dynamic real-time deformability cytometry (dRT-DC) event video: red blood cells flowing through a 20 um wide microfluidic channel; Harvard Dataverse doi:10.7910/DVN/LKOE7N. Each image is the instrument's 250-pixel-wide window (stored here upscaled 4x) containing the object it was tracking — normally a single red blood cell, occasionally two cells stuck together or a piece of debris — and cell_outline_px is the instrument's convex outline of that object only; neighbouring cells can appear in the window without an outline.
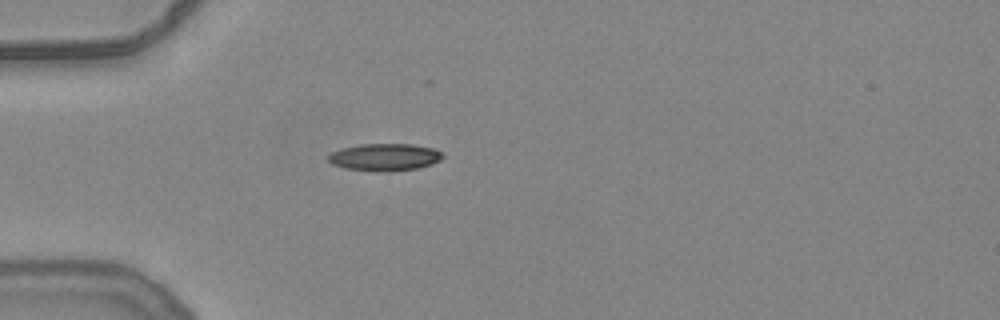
{"species": "common noctule bat (a hibernating species)", "species_latin": "Nyctalus noctula", "temperature_condition": "warm", "stored_images_in_passage": 13, "camera_frame_rate_fps": 3000, "um_per_image_px": 0.085, "animal": {"sex": "female", "body_mass_g": 24.6, "forearm_length_mm": 56.2}, "frame": {"image": 1, "passage_image": 1, "time_ms": 0.0, "image_size_px": [1000, 320], "cell_outline_px": [[444, 156], [440, 160], [432, 164], [416, 168], [388, 172], [376, 172], [344, 168], [332, 164], [328, 160], [328, 156], [332, 152], [340, 148], [360, 144], [412, 144], [432, 148], [444, 152]], "centroid_in_image_um": [32.7, 13.36], "position_along_channel_um": 52.3, "area_um2": 18.38}}
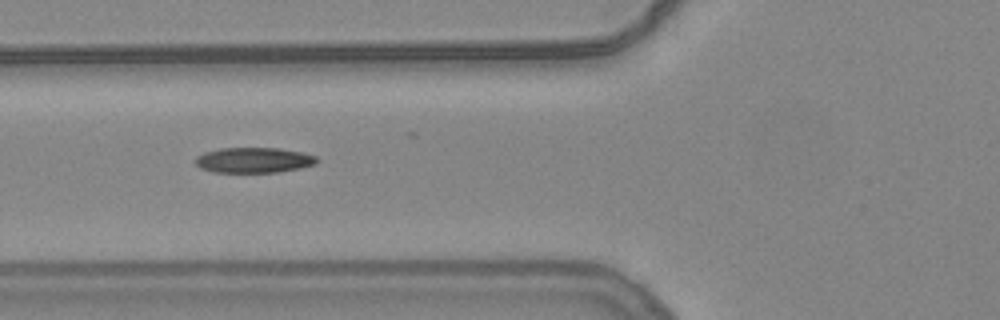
{"frame": {"image": 2, "passage_image": 6, "time_ms": 1.667, "image_size_px": [1000, 320], "cell_outline_px": [[320, 160], [316, 164], [300, 168], [280, 172], [212, 172], [200, 168], [196, 164], [196, 156], [204, 152], [220, 148], [280, 148], [300, 152], [316, 156]], "centroid_in_image_um": [21.58, 13.61], "position_along_channel_um": 104.2, "area_um2": 18.03}}
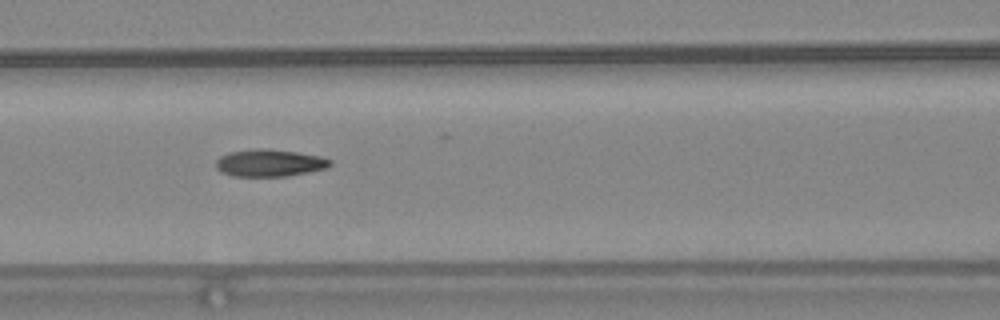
{"frame": {"image": 3, "passage_image": 9, "time_ms": 2.667, "image_size_px": [1000, 320], "cell_outline_px": [[332, 164], [328, 168], [288, 176], [232, 176], [220, 172], [216, 168], [216, 160], [220, 156], [228, 152], [256, 148], [268, 148], [296, 152], [320, 156], [332, 160]], "centroid_in_image_um": [22.9, 13.84], "position_along_channel_um": 143.7, "area_um2": 18.32}}